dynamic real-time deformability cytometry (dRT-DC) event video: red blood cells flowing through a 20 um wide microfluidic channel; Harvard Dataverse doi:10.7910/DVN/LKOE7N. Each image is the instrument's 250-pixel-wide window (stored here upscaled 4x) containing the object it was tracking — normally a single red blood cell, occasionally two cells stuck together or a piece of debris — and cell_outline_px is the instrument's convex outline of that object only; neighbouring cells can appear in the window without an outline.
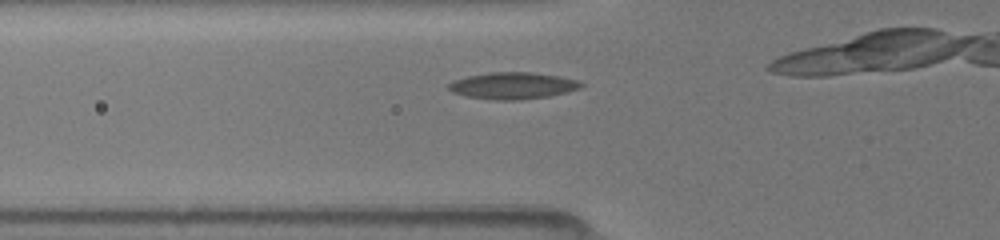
{"species": "common noctule bat (a hibernating species)", "species_latin": "Nyctalus noctula", "temperature_condition": "room temperature", "stored_images_in_passage": 11, "camera_frame_rate_fps": 3000, "um_per_image_px": 0.085, "animal": {"sex": "female", "body_mass_g": 19.5, "forearm_length_mm": 54.1}, "frame": {"image": 1, "passage_image": 4, "time_ms": 1.0, "image_size_px": [1000, 240], "cell_outline_px": [[584, 84], [580, 88], [568, 92], [548, 96], [520, 100], [492, 100], [464, 96], [452, 92], [444, 84], [452, 80], [468, 76], [488, 72], [532, 72], [560, 76], [576, 80]], "centroid_in_image_um": [43.53, 7.28], "position_along_channel_um": 82.3, "area_um2": 20.92}}
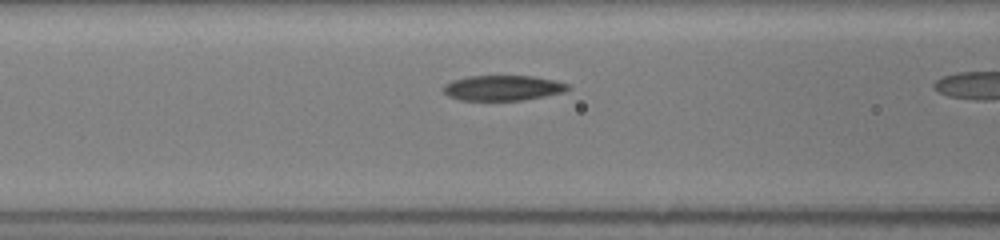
{"frame": {"image": 2, "passage_image": 7, "time_ms": 2.0, "image_size_px": [1000, 240], "cell_outline_px": [[572, 88], [564, 92], [524, 100], [460, 100], [448, 96], [444, 92], [444, 84], [468, 76], [532, 76], [552, 80], [568, 84]], "centroid_in_image_um": [42.76, 7.48], "position_along_channel_um": 123.8, "area_um2": 18.15}}
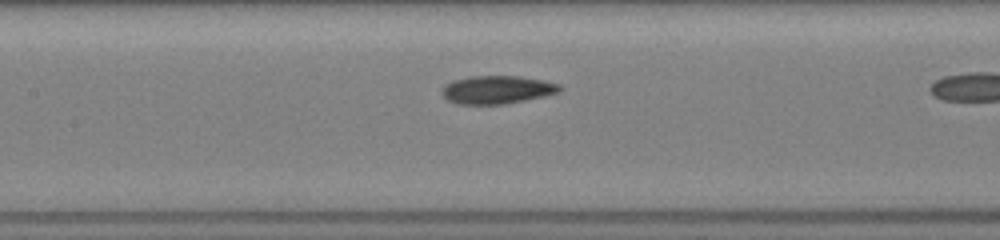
{"frame": {"image": 3, "passage_image": 10, "time_ms": 3.0, "image_size_px": [1000, 240], "cell_outline_px": [[564, 88], [560, 92], [544, 96], [504, 104], [456, 104], [448, 100], [440, 92], [448, 84], [456, 80], [468, 76], [520, 76], [544, 80], [560, 84]], "centroid_in_image_um": [42.31, 7.62], "position_along_channel_um": 165.1, "area_um2": 19.25}}